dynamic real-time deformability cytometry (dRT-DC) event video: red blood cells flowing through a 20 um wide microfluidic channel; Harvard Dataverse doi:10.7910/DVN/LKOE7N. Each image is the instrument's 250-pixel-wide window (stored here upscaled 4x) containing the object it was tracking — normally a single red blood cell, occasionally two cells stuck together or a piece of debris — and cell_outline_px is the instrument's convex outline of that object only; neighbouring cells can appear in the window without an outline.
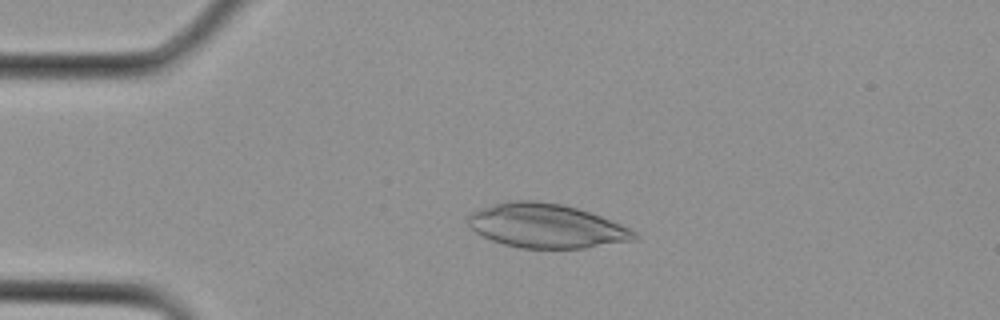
{"species": "Egyptian fruit bat (a non-hibernating species)", "species_latin": "Rousettus aegyptiacus", "temperature_condition": "cold", "stored_images_in_passage": 11, "camera_frame_rate_fps": 3000, "um_per_image_px": 0.085, "animal": {"sex": "female"}, "frame": {"image": 1, "passage_image": 7, "time_ms": 2.0, "image_size_px": [1000, 320], "cell_outline_px": [[640, 236], [636, 240], [584, 248], [520, 248], [504, 244], [492, 240], [476, 232], [468, 224], [468, 216], [472, 212], [496, 204], [512, 200], [536, 200], [560, 204], [576, 208], [600, 216], [620, 224], [636, 232]], "centroid_in_image_um": [46.46, 19.21], "position_along_channel_um": 38.5, "area_um2": 42.31}}
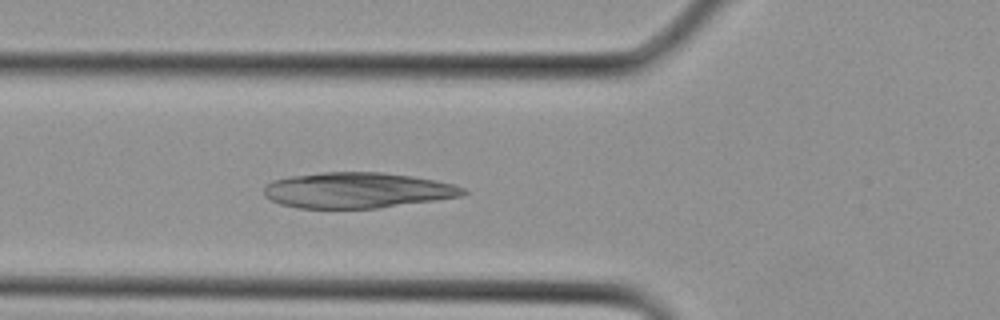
{"frame": {"image": 2, "passage_image": 11, "time_ms": 3.333, "image_size_px": [1000, 320], "cell_outline_px": [[468, 192], [460, 196], [376, 208], [296, 208], [280, 204], [264, 196], [264, 188], [272, 180], [292, 176], [320, 172], [380, 172], [412, 176], [436, 180], [456, 184], [464, 188]], "centroid_in_image_um": [30.35, 16.16], "position_along_channel_um": 95.4, "area_um2": 41.21}}